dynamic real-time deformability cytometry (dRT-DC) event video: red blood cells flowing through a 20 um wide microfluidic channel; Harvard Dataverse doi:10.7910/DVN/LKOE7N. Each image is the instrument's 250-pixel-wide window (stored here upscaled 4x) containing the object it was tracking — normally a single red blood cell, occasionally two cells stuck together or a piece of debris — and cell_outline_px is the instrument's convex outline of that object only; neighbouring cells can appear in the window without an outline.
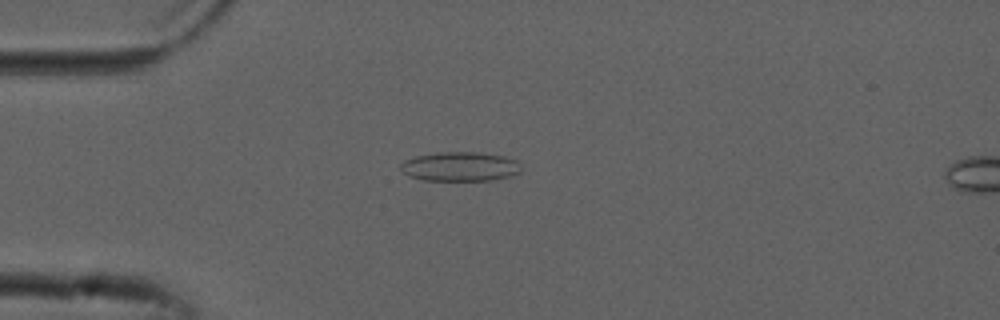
{"species": "common noctule bat (a hibernating species)", "species_latin": "Nyctalus noctula", "temperature_condition": "cold", "stored_images_in_passage": 52, "camera_frame_rate_fps": 3000, "um_per_image_px": 0.085, "animal": {"sex": "male", "forearm_length_mm": 52.5}, "frame": {"image": 1, "passage_image": 13, "time_ms": 4.0, "image_size_px": [1000, 320], "cell_outline_px": [[520, 172], [512, 176], [492, 180], [424, 180], [408, 176], [400, 168], [400, 164], [404, 160], [416, 156], [436, 152], [480, 152], [504, 156], [516, 160], [520, 164]], "centroid_in_image_um": [39.11, 14.15], "position_along_channel_um": 45.9, "area_um2": 20.69}}
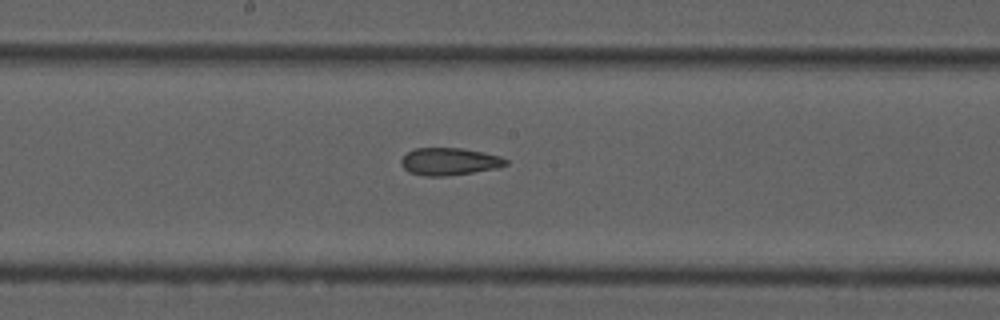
{"frame": {"image": 2, "passage_image": 27, "time_ms": 8.667, "image_size_px": [1000, 320], "cell_outline_px": [[508, 164], [500, 168], [448, 176], [424, 176], [408, 172], [400, 164], [400, 160], [408, 152], [416, 148], [464, 148], [484, 152], [500, 156], [508, 160]], "centroid_in_image_um": [38.22, 13.73], "position_along_channel_um": 210.0, "area_um2": 16.94}}
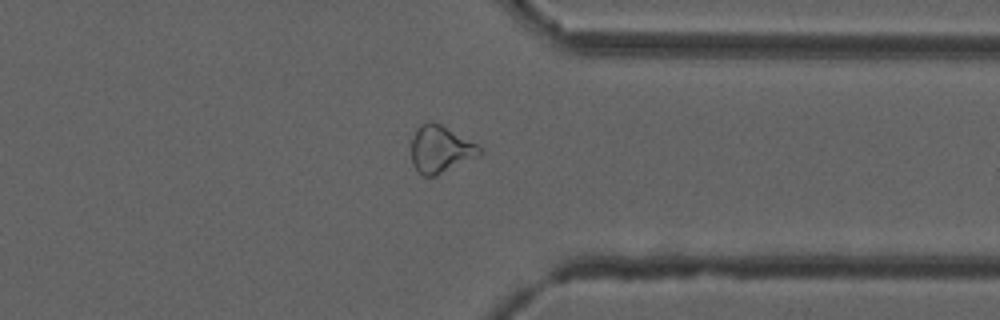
{"frame": {"image": 3, "passage_image": 40, "time_ms": 13.0, "image_size_px": [1000, 320], "cell_outline_px": [[484, 152], [480, 156], [436, 176], [424, 176], [412, 164], [412, 136], [416, 128], [420, 124], [428, 120], [440, 124], [484, 148]], "centroid_in_image_um": [37.46, 12.68], "position_along_channel_um": 373.9, "area_um2": 18.9}, "authors_computed_cell_mechanics": {"area_um2": 19.652, "velocity_mm_per_s": 3.8752, "shape_relaxation_time_tau1_ms": null, "shape_relaxation_time_tau2_ms": 3.6805, "deformation_change_tau1": null, "deformation_change_tau2": 0.1116}}